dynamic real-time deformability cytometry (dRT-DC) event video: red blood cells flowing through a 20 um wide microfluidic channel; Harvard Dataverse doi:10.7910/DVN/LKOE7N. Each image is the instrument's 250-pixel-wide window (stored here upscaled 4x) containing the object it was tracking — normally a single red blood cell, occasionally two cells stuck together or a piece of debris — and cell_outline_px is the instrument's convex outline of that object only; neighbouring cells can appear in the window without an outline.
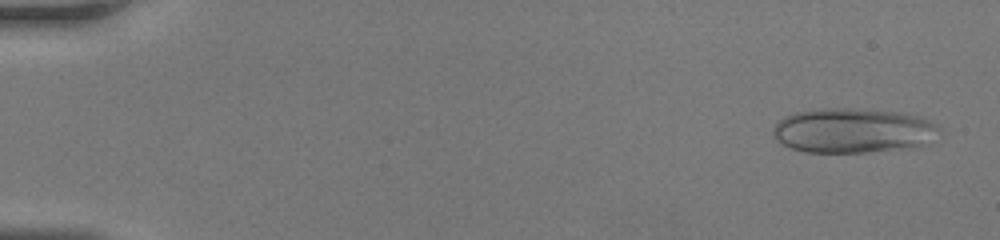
{"species": "human", "species_latin": "Homo sapiens", "temperature_condition": "room temperature", "stored_images_in_passage": 45, "camera_frame_rate_fps": 3000, "um_per_image_px": 0.085, "donor": {"sex": "female"}, "frame": {"image": 1, "passage_image": 2, "time_ms": 0.333, "image_size_px": [1000, 240], "cell_outline_px": [[940, 128], [928, 144], [912, 148], [864, 152], [804, 152], [792, 148], [776, 140], [772, 132], [772, 128], [784, 116], [796, 112], [820, 108], [852, 108], [900, 112], [920, 116], [936, 124]], "centroid_in_image_um": [72.51, 11.09], "position_along_channel_um": 12.5, "area_um2": 43.52}}
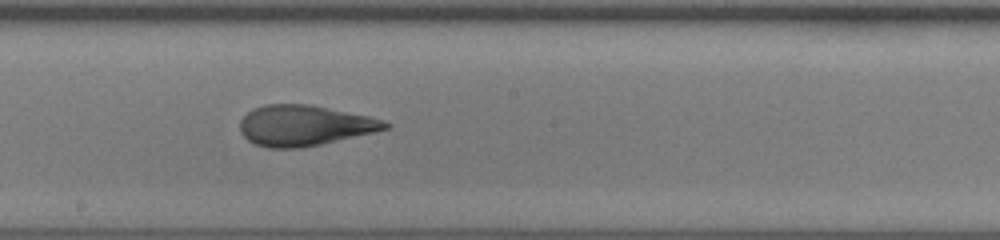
{"frame": {"image": 2, "passage_image": 26, "time_ms": 8.333, "image_size_px": [1000, 240], "cell_outline_px": [[392, 124], [388, 128], [372, 132], [320, 144], [300, 148], [268, 148], [256, 144], [248, 140], [240, 132], [240, 120], [252, 108], [264, 104], [308, 104], [368, 116], [384, 120]], "centroid_in_image_um": [25.83, 10.66], "position_along_channel_um": 222.4, "area_um2": 34.04}}
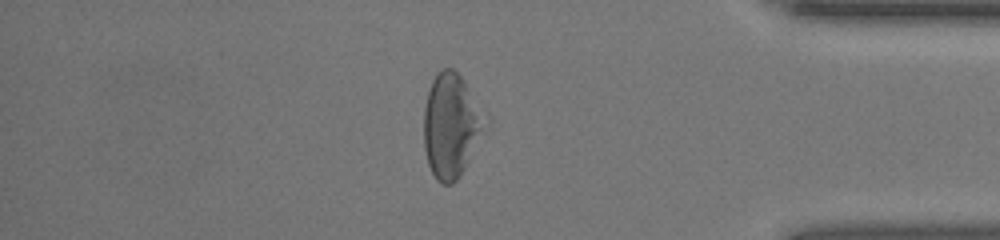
{"frame": {"image": 3, "passage_image": 39, "time_ms": 12.667, "image_size_px": [1000, 240], "cell_outline_px": [[480, 128], [464, 168], [456, 180], [452, 184], [440, 184], [436, 180], [428, 164], [424, 148], [424, 108], [428, 92], [432, 80], [440, 68], [452, 68], [464, 80]], "centroid_in_image_um": [38.14, 10.71], "position_along_channel_um": 397.1, "area_um2": 34.1}}